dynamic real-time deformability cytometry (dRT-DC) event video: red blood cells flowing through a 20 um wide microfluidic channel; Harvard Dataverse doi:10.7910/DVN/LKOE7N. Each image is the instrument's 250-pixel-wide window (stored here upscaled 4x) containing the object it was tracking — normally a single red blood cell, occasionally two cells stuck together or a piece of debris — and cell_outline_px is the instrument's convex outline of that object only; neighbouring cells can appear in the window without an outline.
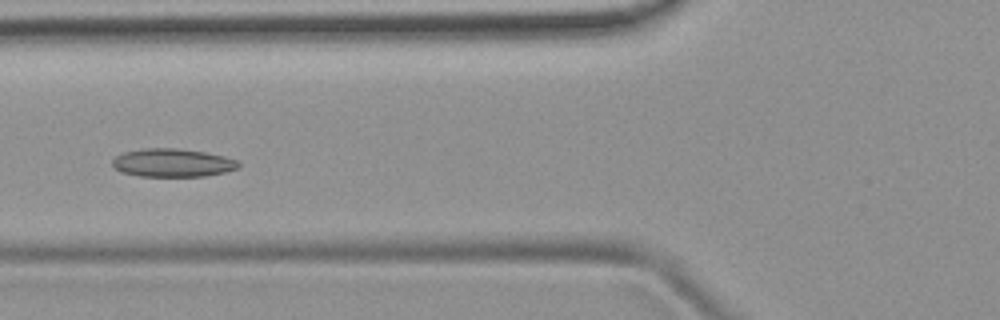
{"species": "common noctule bat (a hibernating species)", "species_latin": "Nyctalus noctula", "temperature_condition": "room temperature", "stored_images_in_passage": 52, "camera_frame_rate_fps": 3000, "um_per_image_px": 0.085, "animal": {"sex": "female", "body_mass_g": 19.9}, "frame": {"image": 1, "passage_image": 20, "time_ms": 6.333, "image_size_px": [1000, 320], "cell_outline_px": [[240, 168], [224, 172], [204, 176], [140, 176], [120, 172], [112, 168], [112, 160], [116, 156], [124, 152], [144, 148], [176, 148], [204, 152], [224, 156], [236, 160], [240, 164]], "centroid_in_image_um": [14.64, 13.84], "position_along_channel_um": 111.2, "area_um2": 20.81}}
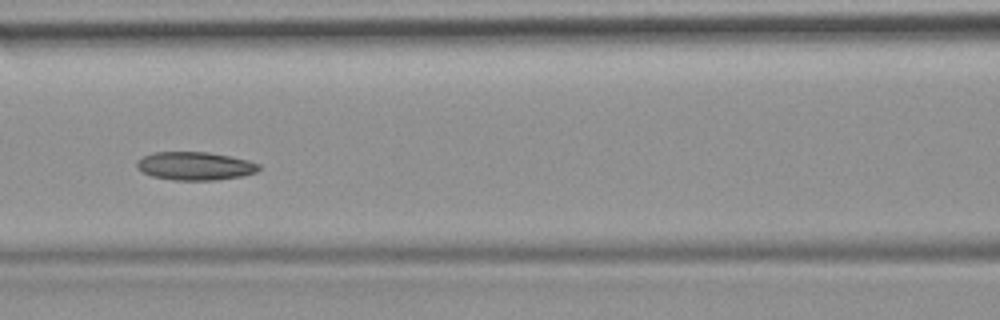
{"frame": {"image": 2, "passage_image": 23, "time_ms": 7.333, "image_size_px": [1000, 320], "cell_outline_px": [[260, 168], [256, 172], [244, 176], [216, 180], [172, 180], [152, 176], [136, 168], [136, 160], [152, 152], [208, 152], [248, 160], [260, 164]], "centroid_in_image_um": [16.57, 14.11], "position_along_channel_um": 150.0, "area_um2": 20.17}}
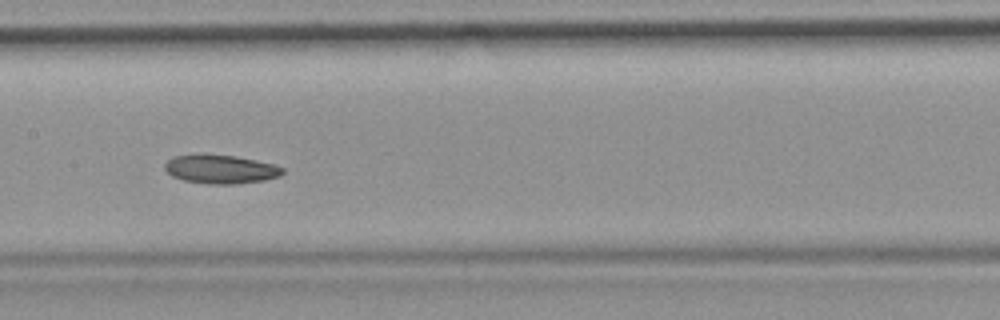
{"frame": {"image": 3, "passage_image": 26, "time_ms": 8.333, "image_size_px": [1000, 320], "cell_outline_px": [[284, 172], [280, 176], [264, 180], [236, 184], [208, 184], [184, 180], [172, 176], [164, 168], [164, 164], [172, 156], [236, 156], [276, 164], [284, 168]], "centroid_in_image_um": [18.81, 14.41], "position_along_channel_um": 188.6, "area_um2": 19.36}}